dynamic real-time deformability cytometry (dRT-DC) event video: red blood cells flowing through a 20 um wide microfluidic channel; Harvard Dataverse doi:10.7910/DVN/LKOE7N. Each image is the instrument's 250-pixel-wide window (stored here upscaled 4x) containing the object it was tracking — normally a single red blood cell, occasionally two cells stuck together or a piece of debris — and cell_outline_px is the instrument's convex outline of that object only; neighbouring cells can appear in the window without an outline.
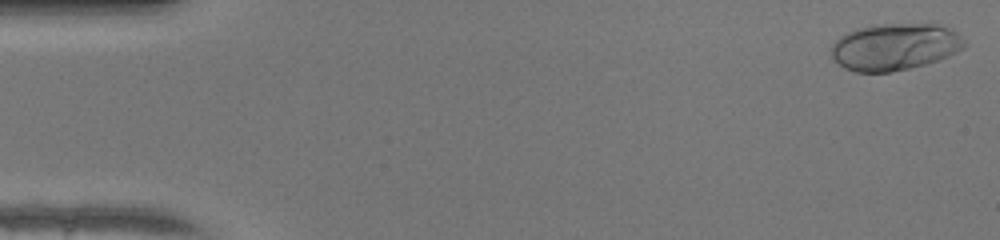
{"species": "human", "species_latin": "Homo sapiens", "temperature_condition": "warm", "stored_images_in_passage": 48, "camera_frame_rate_fps": 3000, "um_per_image_px": 0.085, "donor": {"sex": "female"}, "frame": {"image": 1, "passage_image": 1, "time_ms": 0.0, "image_size_px": [1000, 240], "cell_outline_px": [[968, 44], [964, 48], [948, 56], [912, 68], [892, 72], [856, 72], [844, 68], [832, 60], [828, 48], [840, 36], [856, 28], [876, 24], [936, 24], [948, 28], [956, 32]], "centroid_in_image_um": [76.0, 3.99], "position_along_channel_um": 9.0, "area_um2": 36.7}}
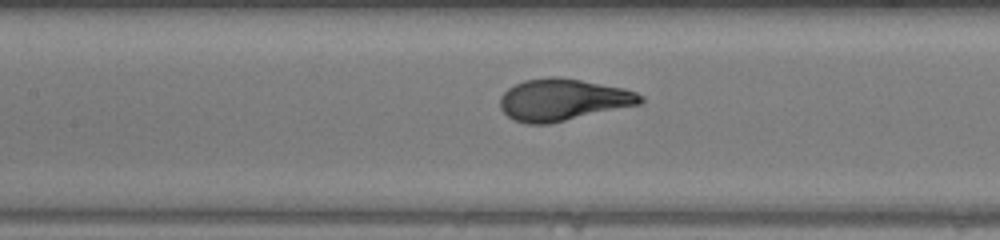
{"frame": {"image": 2, "passage_image": 22, "time_ms": 7.0, "image_size_px": [1000, 240], "cell_outline_px": [[644, 100], [640, 104], [548, 124], [528, 124], [516, 120], [508, 116], [500, 108], [500, 96], [508, 88], [524, 80], [552, 76], [560, 76], [624, 88], [636, 92], [644, 96]], "centroid_in_image_um": [47.85, 8.47], "position_along_channel_um": 159.6, "area_um2": 34.16}}
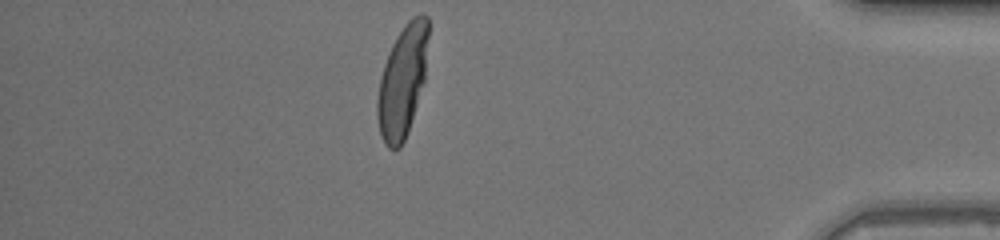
{"frame": {"image": 3, "passage_image": 42, "time_ms": 13.667, "image_size_px": [1000, 240], "cell_outline_px": [[428, 36], [424, 80], [408, 132], [400, 148], [388, 148], [384, 144], [380, 136], [376, 116], [376, 100], [380, 76], [388, 52], [396, 36], [404, 24], [412, 16], [420, 12], [424, 12], [428, 16]], "centroid_in_image_um": [34.18, 6.88], "position_along_channel_um": 401.0, "area_um2": 33.52}, "authors_computed_cell_mechanics": {"area_um2": 33.6396, "velocity_mm_per_s": 4.2858, "shape_relaxation_time_tau1_ms": 3.7069, "shape_relaxation_time_tau2_ms": null, "deformation_change_tau1": 0.2346, "deformation_change_tau2": null}}